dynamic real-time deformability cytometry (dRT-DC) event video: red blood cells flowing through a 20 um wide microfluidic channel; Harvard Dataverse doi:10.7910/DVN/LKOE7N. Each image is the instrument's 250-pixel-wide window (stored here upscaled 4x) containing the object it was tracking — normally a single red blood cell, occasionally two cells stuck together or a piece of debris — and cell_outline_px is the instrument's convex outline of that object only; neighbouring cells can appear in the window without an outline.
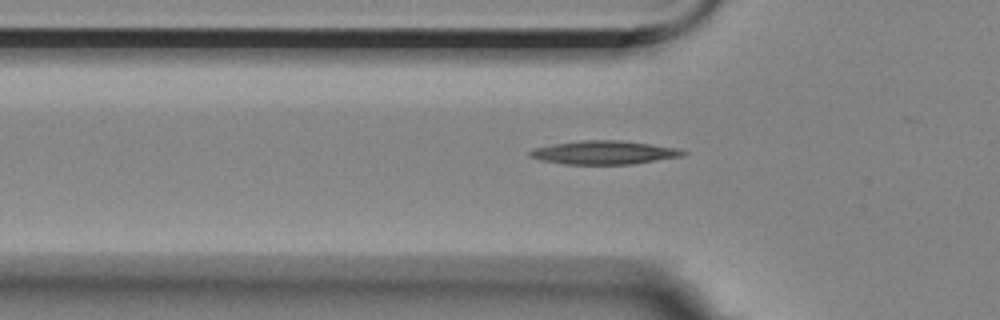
{"species": "Egyptian fruit bat (a non-hibernating species)", "species_latin": "Rousettus aegyptiacus", "temperature_condition": "room temperature", "stored_images_in_passage": 31, "camera_frame_rate_fps": 3000, "um_per_image_px": 0.085, "animal": {"sex": "female"}, "frame": {"image": 1, "passage_image": 5, "time_ms": 1.333, "image_size_px": [1000, 320], "cell_outline_px": [[688, 152], [684, 156], [632, 164], [564, 164], [540, 160], [528, 156], [528, 152], [532, 148], [580, 140], [620, 140], [680, 148]], "centroid_in_image_um": [51.36, 12.96], "position_along_channel_um": 74.4, "area_um2": 21.1}}
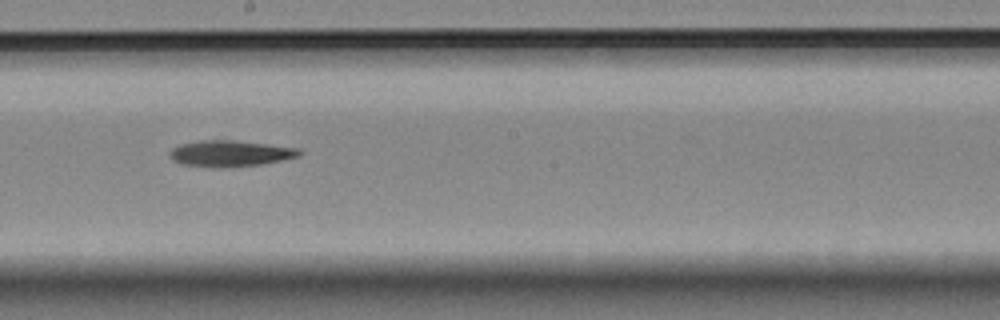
{"frame": {"image": 2, "passage_image": 18, "time_ms": 5.667, "image_size_px": [1000, 320], "cell_outline_px": [[304, 152], [300, 156], [260, 164], [224, 168], [216, 168], [184, 164], [172, 160], [168, 156], [168, 152], [172, 148], [180, 144], [200, 140], [232, 140], [300, 148]], "centroid_in_image_um": [19.55, 13.04], "position_along_channel_um": 228.7, "area_um2": 19.83}}
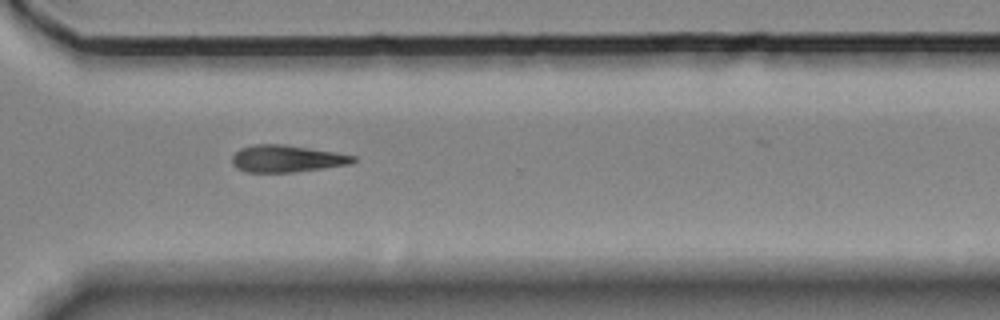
{"frame": {"image": 3, "passage_image": 28, "time_ms": 9.0, "image_size_px": [1000, 320], "cell_outline_px": [[356, 160], [348, 164], [292, 172], [244, 172], [236, 168], [232, 164], [232, 156], [240, 148], [256, 144], [284, 144], [336, 152], [356, 156]], "centroid_in_image_um": [24.32, 13.48], "position_along_channel_um": 346.3, "area_um2": 18.96}}